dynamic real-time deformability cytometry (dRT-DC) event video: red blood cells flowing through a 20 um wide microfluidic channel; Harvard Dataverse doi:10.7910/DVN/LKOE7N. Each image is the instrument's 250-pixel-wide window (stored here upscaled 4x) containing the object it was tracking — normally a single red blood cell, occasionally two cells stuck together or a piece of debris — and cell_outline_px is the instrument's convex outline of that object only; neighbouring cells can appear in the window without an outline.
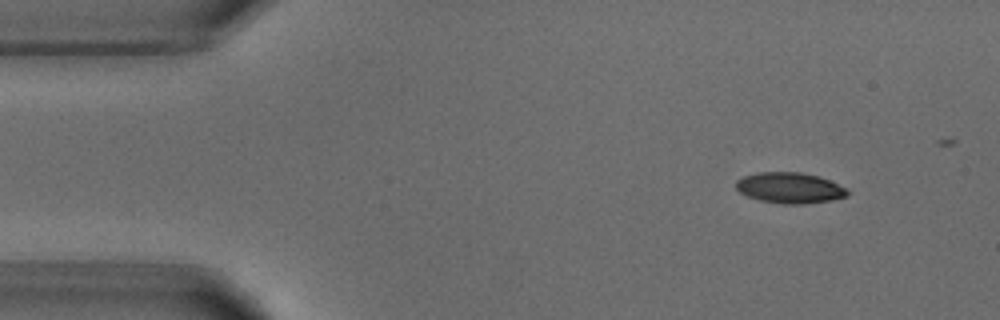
{"species": "common noctule bat (a hibernating species)", "species_latin": "Nyctalus noctula", "temperature_condition": "warm", "stored_images_in_passage": 4, "camera_frame_rate_fps": 3000, "um_per_image_px": 0.085, "animal": {"sex": "male", "body_mass_g": 18.8}, "frame": {"image": 1, "passage_image": 1, "time_ms": 0.0, "image_size_px": [1000, 320], "cell_outline_px": [[848, 196], [832, 200], [804, 204], [784, 204], [760, 200], [748, 196], [740, 192], [736, 188], [736, 180], [744, 176], [760, 172], [800, 172], [820, 176], [844, 188], [848, 192]], "centroid_in_image_um": [67.11, 15.97], "position_along_channel_um": 17.9, "area_um2": 19.83}}
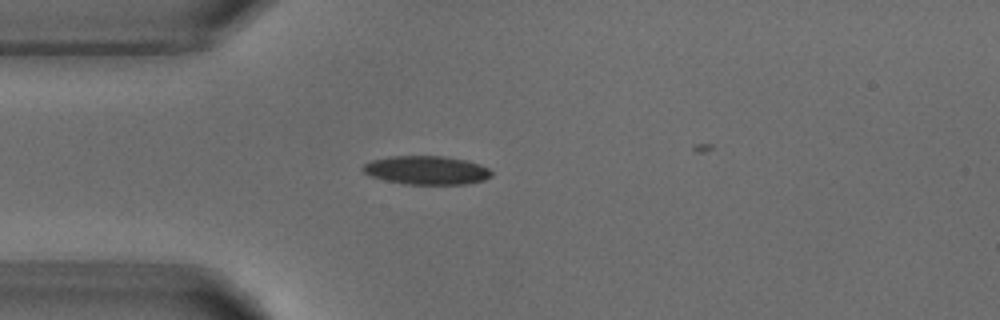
{"frame": {"image": 2, "passage_image": 3, "time_ms": 2.667, "image_size_px": [1000, 320], "cell_outline_px": [[492, 176], [484, 180], [468, 184], [404, 184], [384, 180], [372, 176], [364, 172], [360, 168], [364, 164], [372, 160], [388, 156], [444, 156], [468, 160], [480, 164], [488, 168], [492, 172]], "centroid_in_image_um": [36.27, 14.46], "position_along_channel_um": 48.7, "area_um2": 21.62}}